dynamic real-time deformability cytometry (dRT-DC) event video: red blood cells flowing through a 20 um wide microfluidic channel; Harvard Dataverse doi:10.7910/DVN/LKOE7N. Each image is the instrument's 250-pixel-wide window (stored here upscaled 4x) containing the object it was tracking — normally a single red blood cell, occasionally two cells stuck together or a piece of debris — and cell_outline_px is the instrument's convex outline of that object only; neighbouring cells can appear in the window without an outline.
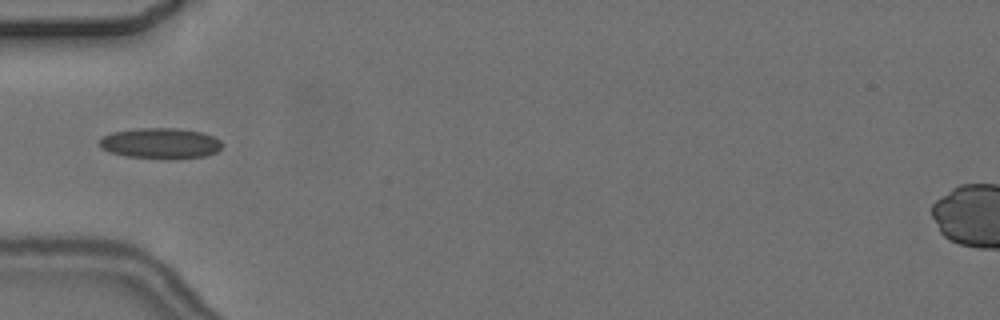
{"species": "common noctule bat (a hibernating species)", "species_latin": "Nyctalus noctula", "temperature_condition": "cold", "stored_images_in_passage": 5, "camera_frame_rate_fps": 3000, "um_per_image_px": 0.085, "animal": {"sex": "female", "body_mass_g": 24.6, "forearm_length_mm": 56.2}, "frame": {"image": 1, "passage_image": 5, "time_ms": 5.333, "image_size_px": [1000, 320], "cell_outline_px": [[224, 144], [216, 152], [208, 156], [172, 160], [124, 156], [100, 148], [100, 140], [104, 136], [112, 132], [140, 128], [180, 128], [204, 132], [220, 140]], "centroid_in_image_um": [13.7, 12.19], "position_along_channel_um": 71.3, "area_um2": 22.31}}